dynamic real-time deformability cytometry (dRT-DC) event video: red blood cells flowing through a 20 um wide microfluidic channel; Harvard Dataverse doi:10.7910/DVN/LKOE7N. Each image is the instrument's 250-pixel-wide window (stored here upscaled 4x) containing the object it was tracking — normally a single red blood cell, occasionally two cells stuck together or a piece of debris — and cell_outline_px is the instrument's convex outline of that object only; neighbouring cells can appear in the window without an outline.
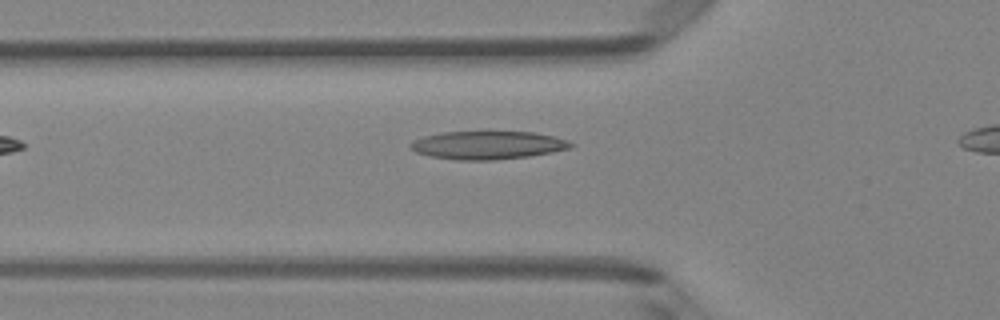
{"species": "Egyptian fruit bat (a non-hibernating species)", "species_latin": "Rousettus aegyptiacus", "temperature_condition": "room temperature", "stored_images_in_passage": 4, "camera_frame_rate_fps": 3000, "um_per_image_px": 0.085, "animal": {"sex": "female"}, "frame": {"image": 1, "passage_image": 3, "time_ms": 0.667, "image_size_px": [1000, 320], "cell_outline_px": [[576, 144], [572, 148], [552, 152], [528, 156], [496, 160], [456, 160], [428, 156], [416, 152], [408, 144], [412, 140], [424, 136], [444, 132], [532, 132], [552, 136], [568, 140]], "centroid_in_image_um": [41.46, 12.34], "position_along_channel_um": 84.3, "area_um2": 26.36}}